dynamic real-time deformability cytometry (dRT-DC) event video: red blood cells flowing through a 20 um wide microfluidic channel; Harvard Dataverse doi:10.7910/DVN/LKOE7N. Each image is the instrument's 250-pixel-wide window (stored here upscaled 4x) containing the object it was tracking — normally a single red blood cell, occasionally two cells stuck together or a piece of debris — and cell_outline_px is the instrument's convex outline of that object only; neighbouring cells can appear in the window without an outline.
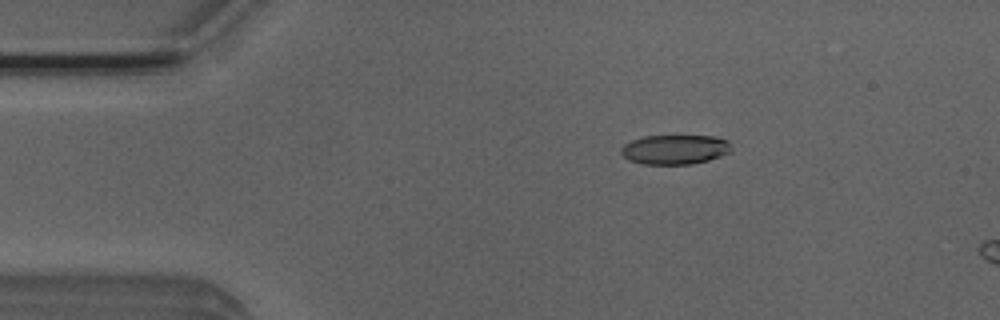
{"species": "Egyptian fruit bat (a non-hibernating species)", "species_latin": "Rousettus aegyptiacus", "temperature_condition": "room temperature", "stored_images_in_passage": 8, "camera_frame_rate_fps": 3000, "um_per_image_px": 0.085, "animal": {"sex": "male"}, "frame": {"image": 1, "passage_image": 3, "time_ms": 0.667, "image_size_px": [1000, 320], "cell_outline_px": [[732, 148], [728, 152], [720, 156], [708, 160], [692, 164], [644, 164], [628, 160], [620, 152], [620, 148], [624, 144], [632, 140], [644, 136], [716, 136], [728, 140]], "centroid_in_image_um": [57.36, 12.7], "position_along_channel_um": 27.6, "area_um2": 19.02}}
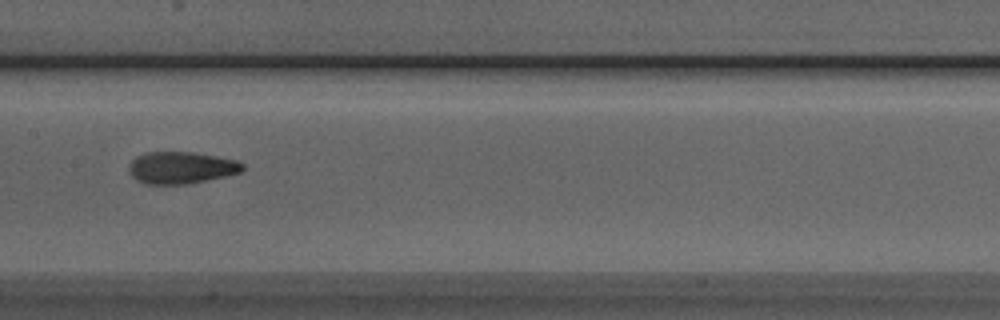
{"frame": {"image": 2, "passage_image": 8, "time_ms": 2.333, "image_size_px": [1000, 320], "cell_outline_px": [[244, 168], [240, 172], [224, 176], [184, 184], [144, 184], [136, 180], [132, 176], [128, 168], [128, 164], [136, 156], [144, 152], [192, 152], [236, 160], [244, 164]], "centroid_in_image_um": [15.34, 14.25], "position_along_channel_um": 192.1, "area_um2": 21.04}}